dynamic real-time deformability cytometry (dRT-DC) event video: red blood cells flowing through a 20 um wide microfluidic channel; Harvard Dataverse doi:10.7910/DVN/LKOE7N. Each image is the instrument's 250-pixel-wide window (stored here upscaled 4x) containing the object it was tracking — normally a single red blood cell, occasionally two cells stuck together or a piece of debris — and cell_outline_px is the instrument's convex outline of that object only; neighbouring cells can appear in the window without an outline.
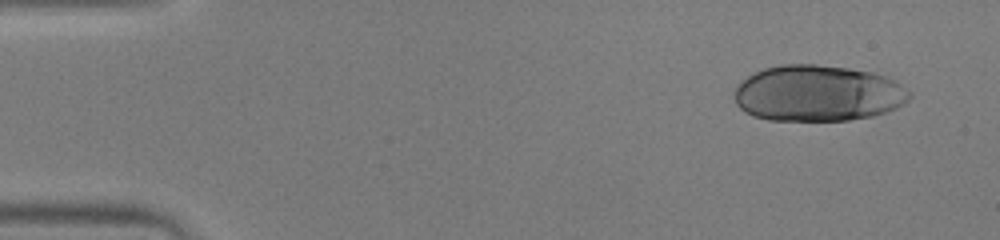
{"species": "human", "species_latin": "Homo sapiens", "temperature_condition": "warm", "stored_images_in_passage": 48, "segment_of_instrument_passage": [1, 2], "camera_frame_rate_fps": 3000, "um_per_image_px": 0.085, "donor": {"sex": "male"}, "frame": {"image": 1, "passage_image": 1, "time_ms": 0.0, "image_size_px": [1000, 240], "cell_outline_px": [[912, 96], [904, 104], [896, 108], [872, 116], [848, 120], [768, 120], [752, 116], [744, 112], [736, 104], [736, 84], [748, 76], [764, 68], [780, 64], [816, 64], [848, 68], [872, 72], [884, 76], [900, 84], [912, 92]], "centroid_in_image_um": [69.51, 7.93], "position_along_channel_um": 15.5, "area_um2": 57.4}}
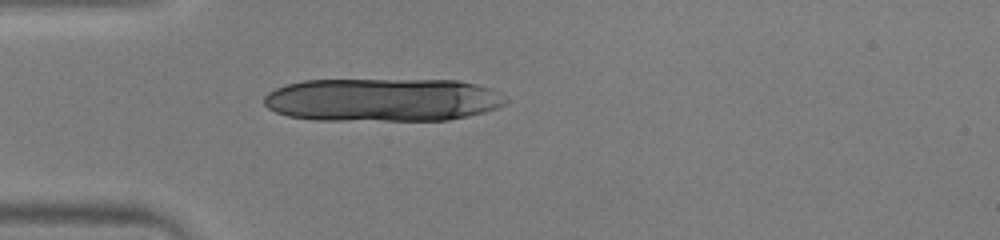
{"frame": {"image": 2, "passage_image": 12, "time_ms": 3.667, "image_size_px": [1000, 240], "cell_outline_px": [[508, 100], [504, 104], [496, 108], [484, 112], [468, 116], [448, 120], [316, 120], [288, 116], [276, 112], [268, 108], [264, 104], [264, 96], [268, 92], [276, 88], [288, 84], [304, 80], [456, 80], [476, 84], [492, 88]], "centroid_in_image_um": [32.51, 8.48], "position_along_channel_um": 52.5, "area_um2": 61.09}}